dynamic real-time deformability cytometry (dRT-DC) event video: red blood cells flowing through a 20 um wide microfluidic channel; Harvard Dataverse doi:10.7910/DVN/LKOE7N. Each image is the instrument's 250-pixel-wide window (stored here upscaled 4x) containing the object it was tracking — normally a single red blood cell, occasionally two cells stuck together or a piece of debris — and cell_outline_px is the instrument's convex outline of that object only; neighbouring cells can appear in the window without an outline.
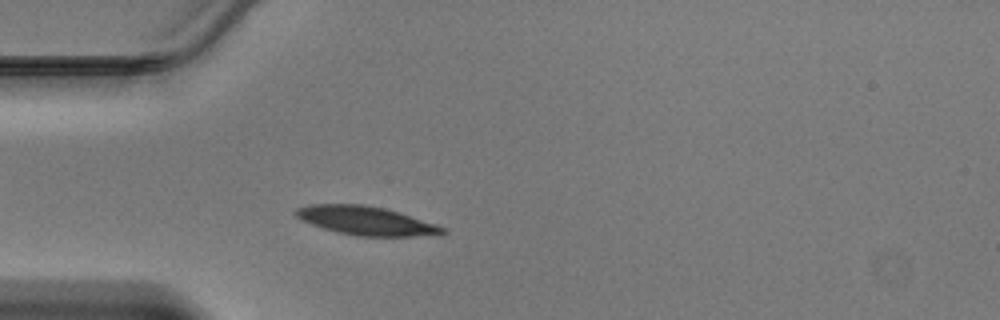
{"species": "Egyptian fruit bat (a non-hibernating species)", "species_latin": "Rousettus aegyptiacus", "temperature_condition": "warm", "stored_images_in_passage": 37, "camera_frame_rate_fps": 3000, "um_per_image_px": 0.085, "animal": {"sex": "male"}, "frame": {"image": 1, "passage_image": 4, "time_ms": 1.0, "image_size_px": [1000, 320], "cell_outline_px": [[448, 232], [440, 236], [356, 236], [324, 228], [312, 224], [296, 216], [292, 212], [296, 208], [308, 204], [364, 204], [384, 208], [400, 212], [448, 228]], "centroid_in_image_um": [31.2, 18.76], "position_along_channel_um": 53.8, "area_um2": 24.8}}
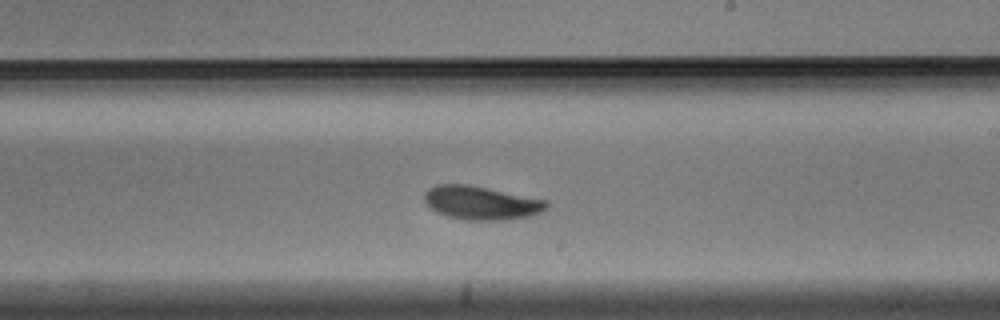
{"frame": {"image": 2, "passage_image": 18, "time_ms": 5.667, "image_size_px": [1000, 320], "cell_outline_px": [[548, 208], [532, 216], [508, 220], [468, 220], [448, 216], [436, 212], [424, 200], [424, 192], [428, 188], [436, 184], [464, 184], [548, 200]], "centroid_in_image_um": [40.91, 17.25], "position_along_channel_um": 248.1, "area_um2": 23.81}}
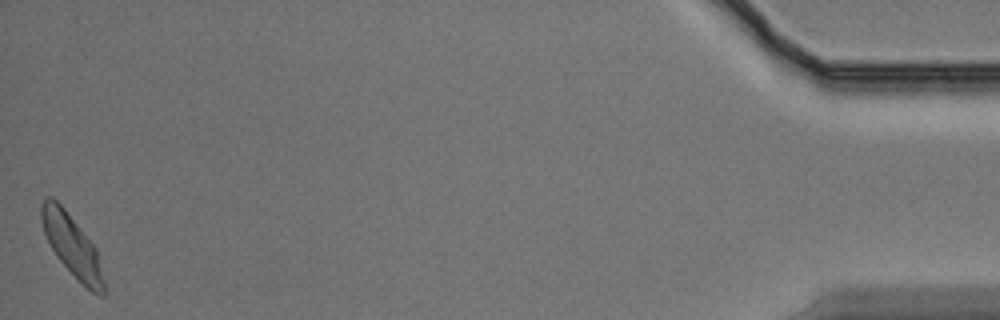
{"frame": {"image": 3, "passage_image": 37, "time_ms": 12.0, "image_size_px": [1000, 320], "cell_outline_px": [[104, 296], [100, 296], [92, 292], [56, 256], [44, 232], [40, 220], [40, 204], [48, 196], [52, 196], [64, 208], [96, 248], [104, 280]], "centroid_in_image_um": [6.1, 20.83], "position_along_channel_um": 429.1, "area_um2": 21.79}}